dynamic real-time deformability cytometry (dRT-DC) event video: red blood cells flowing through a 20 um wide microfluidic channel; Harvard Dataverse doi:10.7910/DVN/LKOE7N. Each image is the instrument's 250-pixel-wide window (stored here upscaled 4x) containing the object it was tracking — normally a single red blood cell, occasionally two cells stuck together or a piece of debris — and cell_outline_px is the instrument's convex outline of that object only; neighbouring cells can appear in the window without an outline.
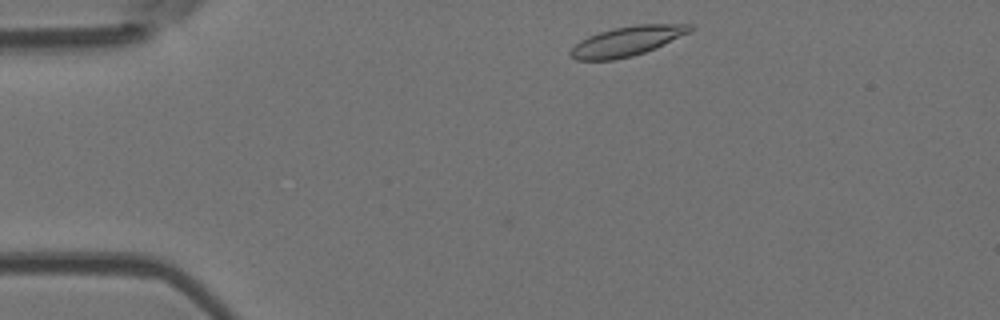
{"species": "Egyptian fruit bat (a non-hibernating species)", "species_latin": "Rousettus aegyptiacus", "temperature_condition": "room temperature", "stored_images_in_passage": 41, "camera_frame_rate_fps": 3000, "um_per_image_px": 0.085, "animal": {"sex": "female"}, "frame": {"image": 1, "passage_image": 2, "time_ms": 0.333, "image_size_px": [1000, 320], "cell_outline_px": [[696, 28], [656, 48], [632, 56], [612, 60], [576, 60], [568, 52], [580, 40], [588, 36], [612, 28], [636, 24], [692, 24]], "centroid_in_image_um": [53.29, 3.49], "position_along_channel_um": 31.7, "area_um2": 20.52}}
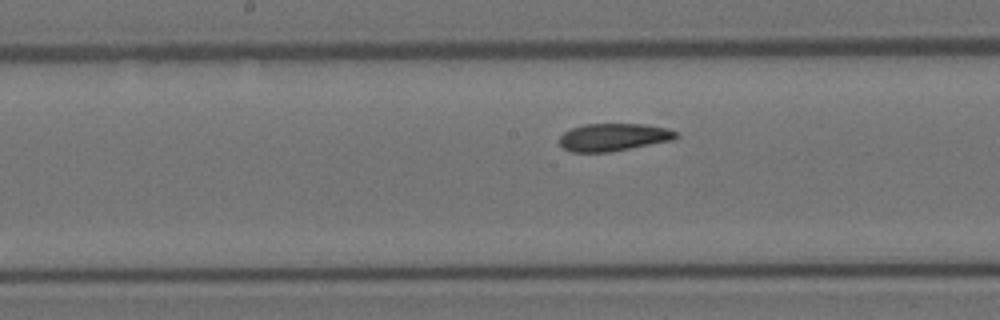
{"frame": {"image": 2, "passage_image": 19, "time_ms": 6.0, "image_size_px": [1000, 320], "cell_outline_px": [[680, 136], [672, 140], [608, 152], [572, 152], [564, 148], [560, 144], [560, 136], [564, 132], [572, 128], [584, 124], [644, 124], [668, 128], [676, 132]], "centroid_in_image_um": [52.15, 11.65], "position_along_channel_um": 196.1, "area_um2": 18.61}}
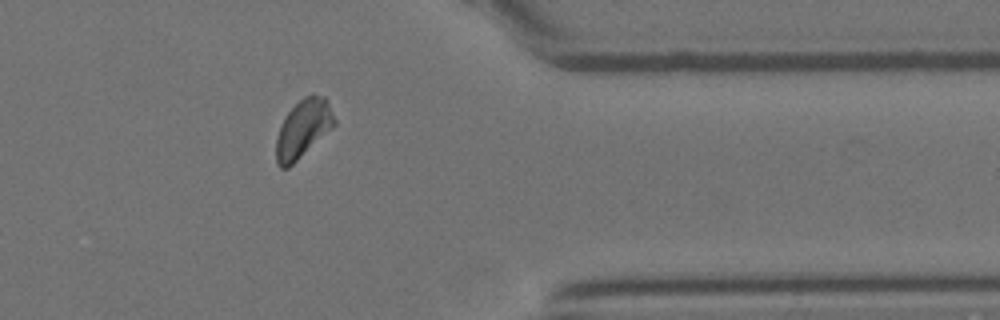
{"frame": {"image": 3, "passage_image": 35, "time_ms": 11.333, "image_size_px": [1000, 320], "cell_outline_px": [[336, 124], [332, 128], [288, 168], [280, 168], [276, 164], [276, 140], [280, 128], [288, 112], [304, 96], [324, 96], [336, 120]], "centroid_in_image_um": [25.75, 10.97], "position_along_channel_um": 385.6, "area_um2": 19.13}}